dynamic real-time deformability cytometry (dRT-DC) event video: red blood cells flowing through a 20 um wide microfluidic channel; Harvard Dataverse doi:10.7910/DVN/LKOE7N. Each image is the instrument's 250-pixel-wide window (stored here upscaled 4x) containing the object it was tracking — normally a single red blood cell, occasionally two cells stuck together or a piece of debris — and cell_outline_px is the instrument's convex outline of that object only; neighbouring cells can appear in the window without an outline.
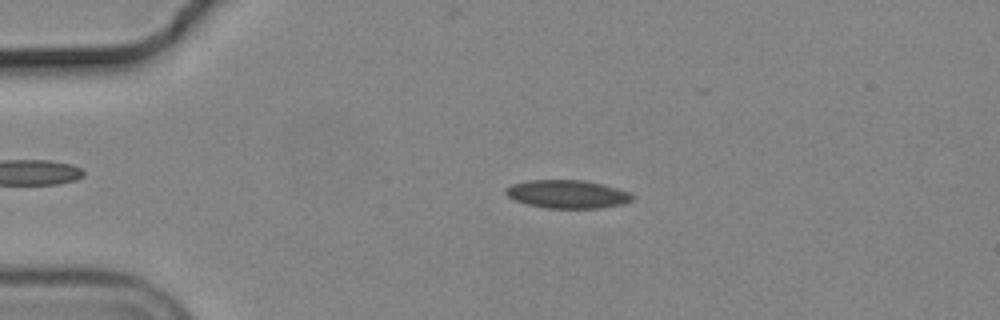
{"species": "common noctule bat (a hibernating species)", "species_latin": "Nyctalus noctula", "temperature_condition": "cold", "stored_images_in_passage": 56, "camera_frame_rate_fps": 3000, "um_per_image_px": 0.085, "animal": {"sex": "male", "body_mass_g": 19.2, "forearm_length_mm": 51.8}, "frame": {"image": 1, "passage_image": 12, "time_ms": 3.667, "image_size_px": [1000, 320], "cell_outline_px": [[636, 196], [632, 200], [624, 204], [600, 208], [544, 208], [528, 204], [516, 200], [508, 196], [504, 192], [504, 188], [512, 184], [528, 180], [584, 180], [604, 184], [628, 192]], "centroid_in_image_um": [48.24, 16.5], "position_along_channel_um": 36.8, "area_um2": 20.92}}
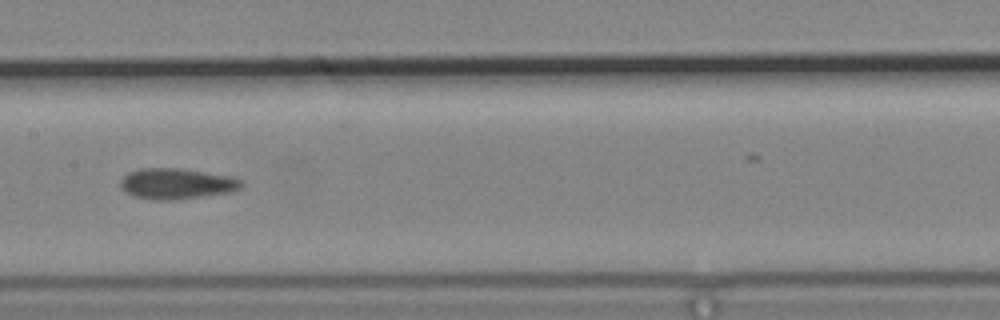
{"frame": {"image": 2, "passage_image": 28, "time_ms": 9.0, "image_size_px": [1000, 320], "cell_outline_px": [[244, 188], [232, 192], [172, 200], [152, 200], [132, 196], [120, 184], [120, 180], [128, 172], [140, 168], [180, 168], [232, 176], [244, 180]], "centroid_in_image_um": [15.08, 15.61], "position_along_channel_um": 192.3, "area_um2": 21.91}}
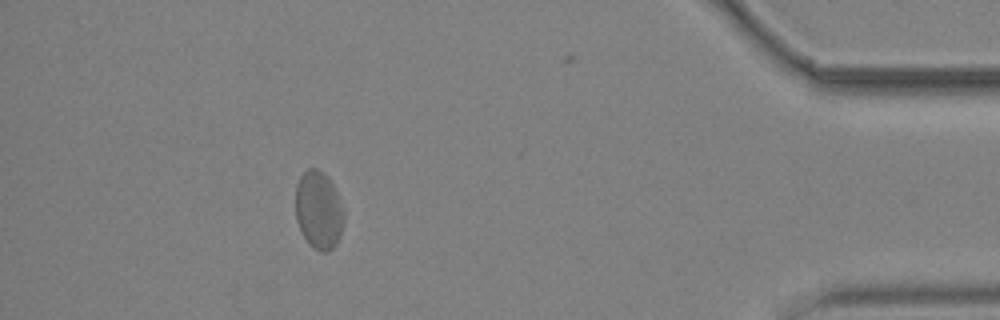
{"frame": {"image": 3, "passage_image": 50, "time_ms": 16.333, "image_size_px": [1000, 320], "cell_outline_px": [[344, 220], [340, 236], [336, 244], [328, 252], [320, 252], [312, 248], [308, 244], [296, 220], [296, 184], [300, 176], [308, 168], [316, 168], [324, 172], [328, 176], [344, 208]], "centroid_in_image_um": [27.09, 17.87], "position_along_channel_um": 408.1, "area_um2": 22.2}, "authors_computed_cell_mechanics": {"area_um2": 21.2993, "velocity_mm_per_s": 3.6595, "shape_relaxation_time_tau1_ms": null, "shape_relaxation_time_tau2_ms": 3.2346, "deformation_change_tau1": null, "deformation_change_tau2": 0.0959}}